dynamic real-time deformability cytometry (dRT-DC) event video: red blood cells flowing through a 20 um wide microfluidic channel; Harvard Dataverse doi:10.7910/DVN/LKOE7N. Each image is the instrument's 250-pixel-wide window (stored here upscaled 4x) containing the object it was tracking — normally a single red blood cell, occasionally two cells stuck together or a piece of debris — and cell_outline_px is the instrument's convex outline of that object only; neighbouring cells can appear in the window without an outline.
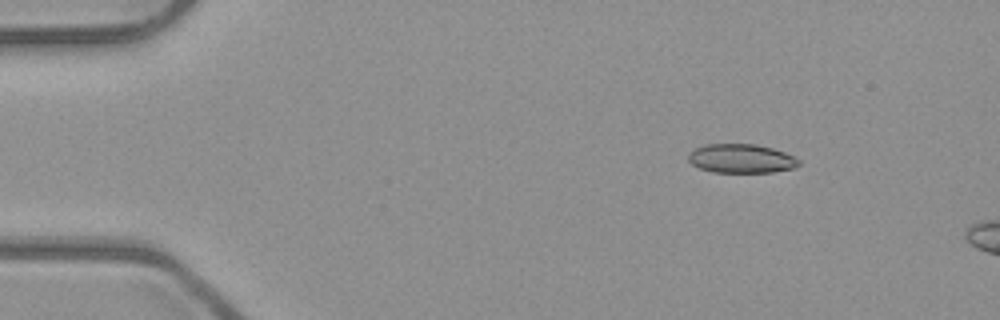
{"species": "common noctule bat (a hibernating species)", "species_latin": "Nyctalus noctula", "temperature_condition": "room temperature", "stored_images_in_passage": 3, "camera_frame_rate_fps": 3000, "um_per_image_px": 0.085, "animal": {"sex": "male", "body_mass_g": 23.1, "forearm_length_mm": 52.7}, "frame": {"image": 1, "passage_image": 1, "time_ms": 0.0, "image_size_px": [1000, 320], "cell_outline_px": [[800, 164], [796, 168], [772, 172], [712, 172], [700, 168], [692, 164], [688, 160], [688, 152], [704, 144], [756, 144], [772, 148], [784, 152], [800, 160]], "centroid_in_image_um": [63.0, 13.47], "position_along_channel_um": 22.0, "area_um2": 18.73}}